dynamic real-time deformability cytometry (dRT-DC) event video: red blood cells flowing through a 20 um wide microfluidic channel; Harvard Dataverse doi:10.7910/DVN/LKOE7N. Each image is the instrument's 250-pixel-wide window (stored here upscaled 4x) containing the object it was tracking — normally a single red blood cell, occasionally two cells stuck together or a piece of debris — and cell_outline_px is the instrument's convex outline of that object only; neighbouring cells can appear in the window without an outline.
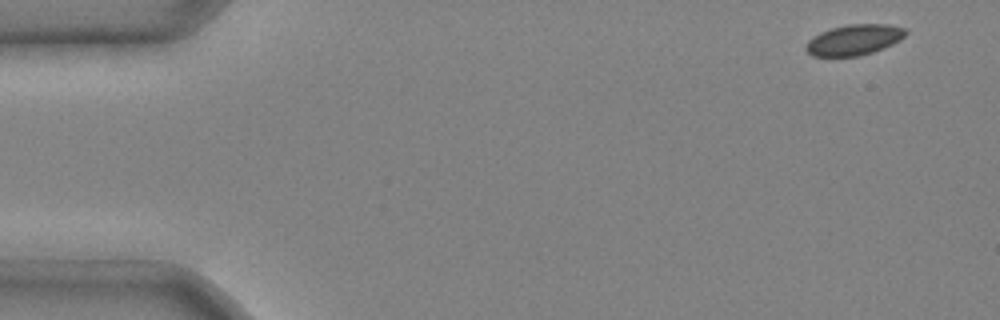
{"species": "common noctule bat (a hibernating species)", "species_latin": "Nyctalus noctula", "temperature_condition": "cold", "stored_images_in_passage": 4, "camera_frame_rate_fps": 3000, "um_per_image_px": 0.085, "animal": {"sex": "male", "body_mass_g": 20.4}, "frame": {"image": 1, "passage_image": 1, "time_ms": 0.0, "image_size_px": [1000, 320], "cell_outline_px": [[908, 32], [900, 40], [884, 48], [860, 56], [812, 56], [804, 48], [808, 40], [820, 32], [832, 28], [848, 24], [888, 24], [908, 28]], "centroid_in_image_um": [72.62, 3.38], "position_along_channel_um": 12.4, "area_um2": 17.92}}
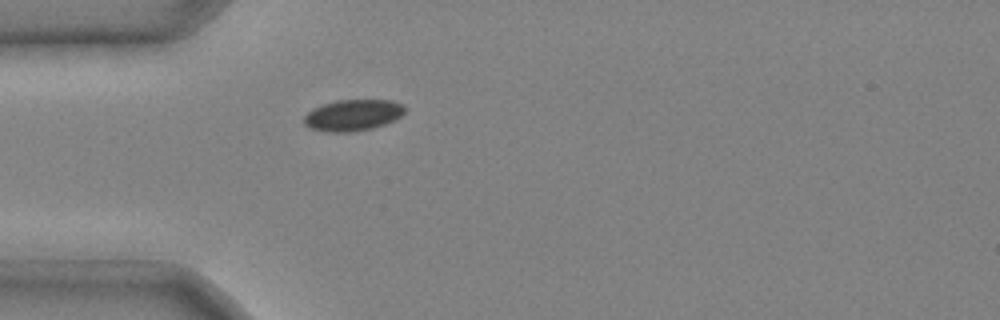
{"frame": {"image": 2, "passage_image": 4, "time_ms": 1.0, "image_size_px": [1000, 320], "cell_outline_px": [[408, 108], [400, 116], [384, 124], [372, 128], [356, 132], [328, 132], [308, 128], [304, 124], [304, 116], [312, 108], [336, 100], [392, 100], [404, 104]], "centroid_in_image_um": [29.99, 9.79], "position_along_channel_um": 55.0, "area_um2": 18.55}}